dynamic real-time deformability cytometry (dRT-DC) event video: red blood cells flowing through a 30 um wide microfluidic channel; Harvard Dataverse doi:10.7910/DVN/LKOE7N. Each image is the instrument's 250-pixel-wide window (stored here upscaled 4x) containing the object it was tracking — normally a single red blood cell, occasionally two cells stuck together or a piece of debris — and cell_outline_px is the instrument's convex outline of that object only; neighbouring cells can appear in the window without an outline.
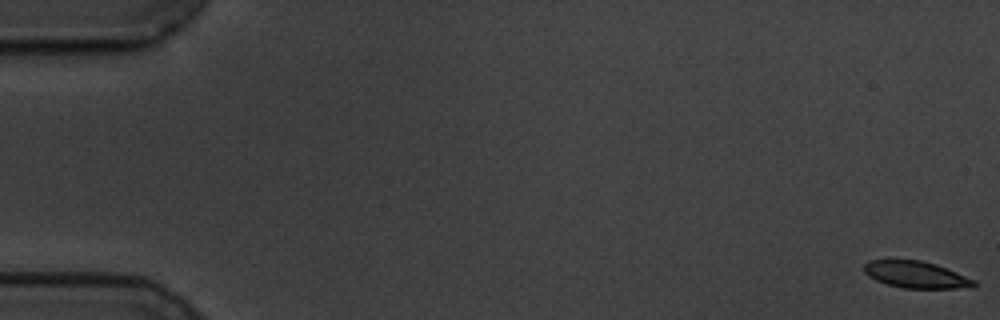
{"species": "common noctule bat (a hibernating species)", "species_latin": "Nyctalus noctula", "temperature_condition": "cold", "stored_images_in_passage": 58, "camera_frame_rate_fps": 3000, "um_per_image_px": 0.085, "animal": {"sex": "male", "body_mass_g": 19.5, "forearm_length_mm": 54.6}, "frame": {"image": 1, "passage_image": 1, "time_ms": 0.0, "image_size_px": [1000, 320], "cell_outline_px": [[980, 284], [972, 288], [904, 288], [888, 284], [876, 280], [868, 276], [864, 272], [864, 264], [868, 260], [920, 260], [936, 264], [948, 268], [976, 280]], "centroid_in_image_um": [77.92, 23.35], "position_along_channel_um": 7.1, "area_um2": 17.34}}
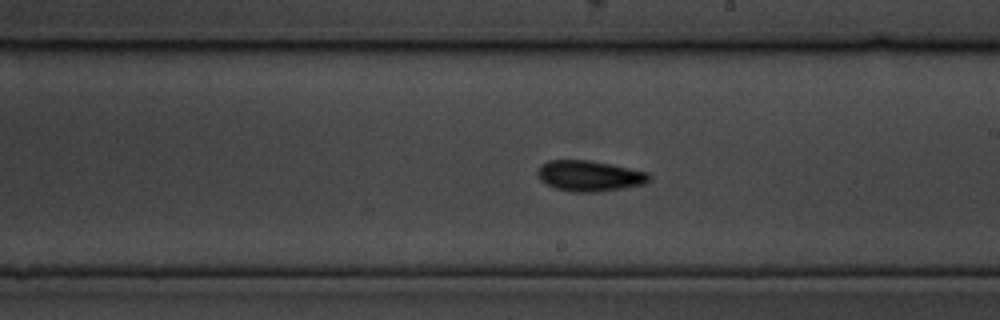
{"frame": {"image": 2, "passage_image": 34, "time_ms": 11.0, "image_size_px": [1000, 320], "cell_outline_px": [[652, 180], [644, 184], [596, 192], [572, 192], [556, 188], [544, 184], [540, 180], [536, 172], [540, 164], [548, 160], [588, 160], [648, 172], [652, 176]], "centroid_in_image_um": [50.07, 14.95], "position_along_channel_um": 238.9, "area_um2": 20.0}}
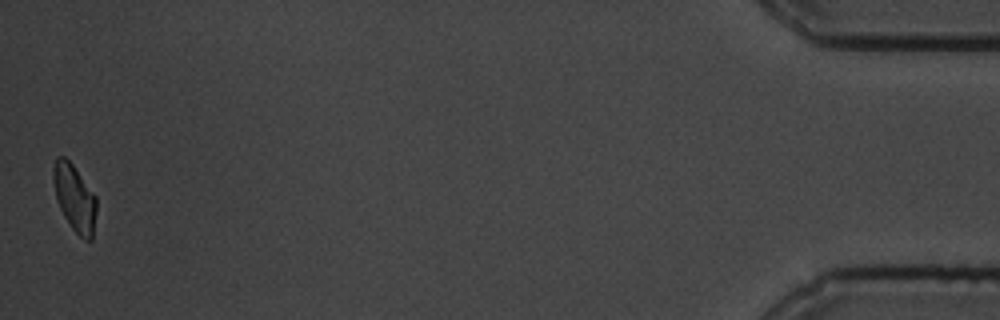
{"frame": {"image": 3, "passage_image": 58, "time_ms": 19.0, "image_size_px": [1000, 320], "cell_outline_px": [[96, 212], [92, 240], [84, 240], [72, 228], [64, 216], [56, 200], [52, 176], [52, 168], [56, 156], [64, 156], [72, 164], [96, 196]], "centroid_in_image_um": [6.32, 16.81], "position_along_channel_um": 428.9, "area_um2": 16.82}, "authors_computed_cell_mechanics": {"area_um2": 18.4382, "velocity_mm_per_s": 3.48, "shape_relaxation_time_tau1_ms": 2.8702, "shape_relaxation_time_tau2_ms": 3.6603, "deformation_change_tau1": 0.1015, "deformation_change_tau2": 0.086}}